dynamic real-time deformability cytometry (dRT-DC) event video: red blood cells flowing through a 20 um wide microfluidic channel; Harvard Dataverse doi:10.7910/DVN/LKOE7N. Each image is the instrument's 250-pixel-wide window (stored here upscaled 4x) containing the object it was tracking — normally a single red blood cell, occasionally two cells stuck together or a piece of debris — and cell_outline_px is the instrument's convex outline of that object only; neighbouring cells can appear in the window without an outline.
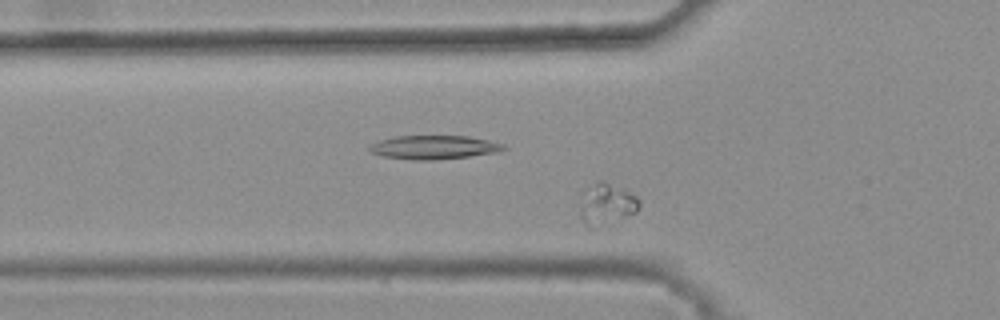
{"species": "common noctule bat (a hibernating species)", "species_latin": "Nyctalus noctula", "temperature_condition": "warm", "stored_images_in_passage": 32, "camera_frame_rate_fps": 3000, "um_per_image_px": 0.085, "animal": {"sex": "female", "body_mass_g": 25.1}, "frame": {"image": 1, "passage_image": 3, "time_ms": 0.667, "image_size_px": [1000, 320], "cell_outline_px": [[640, 204], [636, 212], [592, 228], [588, 228], [584, 224], [580, 216], [580, 212], [588, 192], [600, 180], [628, 192], [636, 196], [640, 200]], "centroid_in_image_um": [51.61, 17.41], "position_along_channel_um": 74.2, "area_um2": 13.06}}
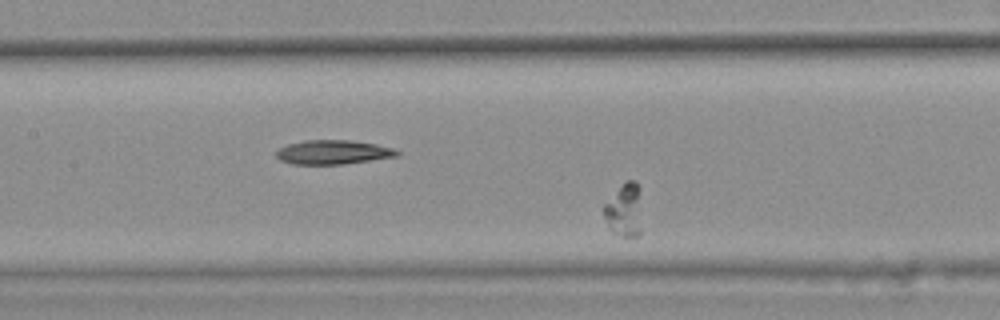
{"frame": {"image": 2, "passage_image": 10, "time_ms": 3.0, "image_size_px": [1000, 320], "cell_outline_px": [[640, 232], [636, 236], [624, 236], [616, 232], [608, 224], [604, 216], [604, 204], [628, 180], [636, 180], [640, 188]], "centroid_in_image_um": [53.1, 17.83], "position_along_channel_um": 154.3, "area_um2": 11.27}}
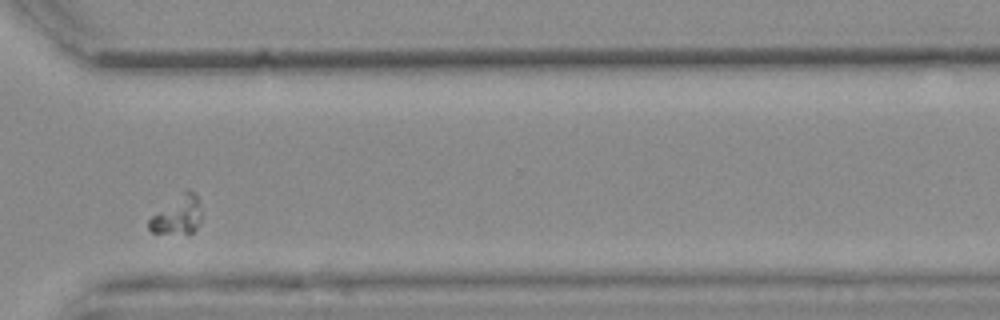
{"frame": {"image": 3, "passage_image": 27, "time_ms": 8.667, "image_size_px": [1000, 320], "cell_outline_px": [[204, 212], [196, 228], [192, 232], [152, 232], [148, 228], [148, 220], [152, 216], [188, 188], [200, 200]], "centroid_in_image_um": [15.15, 18.26], "position_along_channel_um": 355.5, "area_um2": 11.44}}